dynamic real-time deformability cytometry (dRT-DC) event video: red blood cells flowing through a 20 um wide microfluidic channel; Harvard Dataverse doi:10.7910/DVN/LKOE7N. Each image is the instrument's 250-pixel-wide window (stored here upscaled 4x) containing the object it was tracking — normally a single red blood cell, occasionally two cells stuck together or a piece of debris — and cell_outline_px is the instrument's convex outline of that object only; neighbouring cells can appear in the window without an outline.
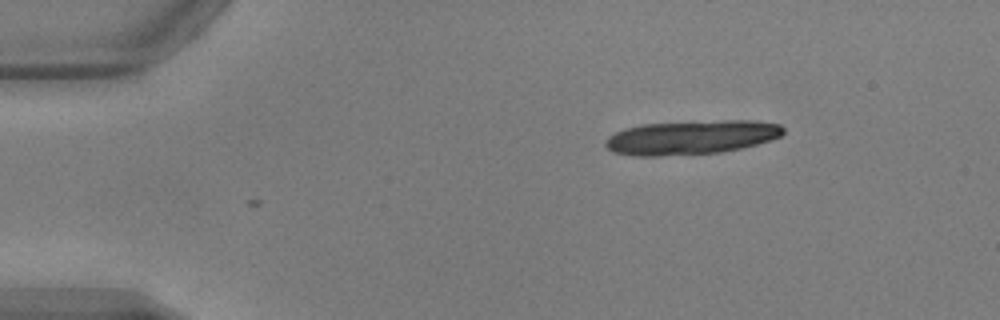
{"species": "common noctule bat (a hibernating species)", "species_latin": "Nyctalus noctula", "temperature_condition": "warm", "stored_images_in_passage": 4, "camera_frame_rate_fps": 3000, "um_per_image_px": 0.085, "animal": {"sex": "male", "body_mass_g": 17.9, "forearm_length_mm": 54.2}, "frame": {"image": 1, "passage_image": 4, "time_ms": 1.0, "image_size_px": [1000, 320], "cell_outline_px": [[784, 132], [780, 136], [756, 144], [740, 148], [720, 152], [660, 156], [632, 156], [612, 152], [604, 144], [604, 140], [608, 136], [624, 128], [640, 124], [724, 120], [756, 120], [780, 124], [784, 128]], "centroid_in_image_um": [58.72, 11.67], "position_along_channel_um": 26.3, "area_um2": 35.43}}